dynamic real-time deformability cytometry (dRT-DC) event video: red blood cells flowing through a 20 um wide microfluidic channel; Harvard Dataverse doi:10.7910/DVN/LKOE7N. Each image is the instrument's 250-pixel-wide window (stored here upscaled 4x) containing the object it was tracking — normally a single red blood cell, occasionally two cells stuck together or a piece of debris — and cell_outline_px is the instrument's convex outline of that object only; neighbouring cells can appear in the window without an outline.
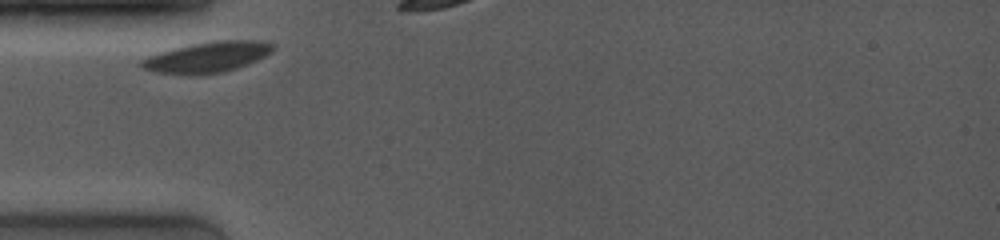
{"species": "common noctule bat (a hibernating species)", "species_latin": "Nyctalus noctula", "temperature_condition": "room temperature", "stored_images_in_passage": 4, "camera_frame_rate_fps": 4000, "um_per_image_px": 0.085, "animal": {"sex": "female", "body_mass_g": 19.0, "forearm_length_mm": 53.3}, "frame": {"image": 1, "passage_image": 1, "time_ms": 0.0, "image_size_px": [1000, 240], "cell_outline_px": [[272, 52], [256, 60], [236, 68], [220, 72], [152, 72], [144, 68], [140, 64], [140, 60], [148, 56], [160, 52], [192, 44], [216, 40], [256, 40], [272, 44]], "centroid_in_image_um": [17.63, 4.81], "position_along_channel_um": 67.4, "area_um2": 22.31}}